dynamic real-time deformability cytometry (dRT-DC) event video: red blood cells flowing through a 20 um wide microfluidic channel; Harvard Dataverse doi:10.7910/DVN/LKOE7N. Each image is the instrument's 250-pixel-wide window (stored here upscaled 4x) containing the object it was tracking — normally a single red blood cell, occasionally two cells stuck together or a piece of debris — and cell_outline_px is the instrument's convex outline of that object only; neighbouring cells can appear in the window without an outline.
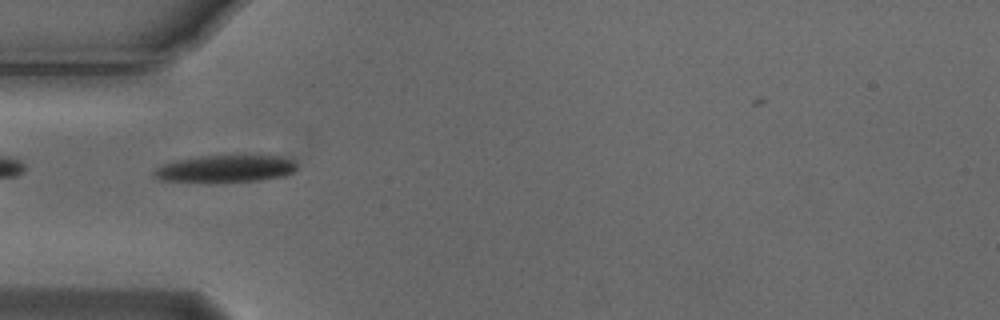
{"species": "Egyptian fruit bat (a non-hibernating species)", "species_latin": "Rousettus aegyptiacus", "temperature_condition": "cold", "stored_images_in_passage": 40, "camera_frame_rate_fps": 3000, "um_per_image_px": 0.085, "animal": {"sex": "male"}, "frame": {"image": 1, "passage_image": 2, "time_ms": 0.333, "image_size_px": [1000, 320], "cell_outline_px": [[296, 168], [292, 172], [284, 176], [256, 180], [216, 184], [208, 184], [160, 180], [152, 176], [152, 172], [156, 168], [164, 164], [176, 160], [200, 156], [280, 156], [292, 160], [296, 164]], "centroid_in_image_um": [19.07, 14.38], "position_along_channel_um": 65.9, "area_um2": 23.12}}
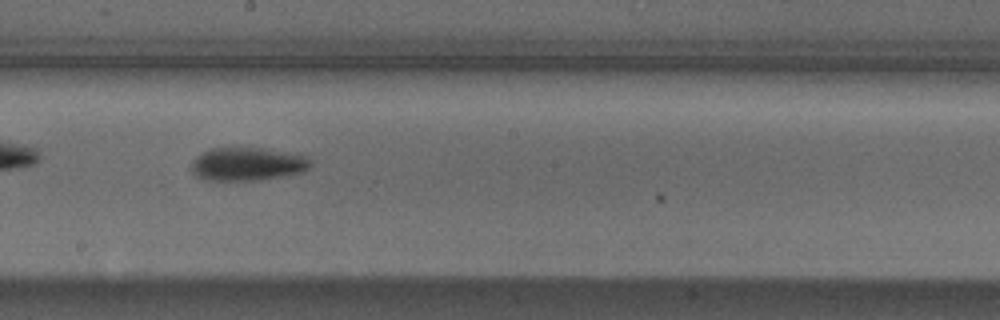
{"frame": {"image": 2, "passage_image": 15, "time_ms": 4.667, "image_size_px": [1000, 320], "cell_outline_px": [[312, 164], [308, 168], [300, 172], [260, 180], [204, 180], [196, 176], [192, 172], [192, 160], [196, 156], [212, 148], [264, 148], [292, 152], [308, 156], [312, 160]], "centroid_in_image_um": [21.05, 13.93], "position_along_channel_um": 227.1, "area_um2": 23.18}}
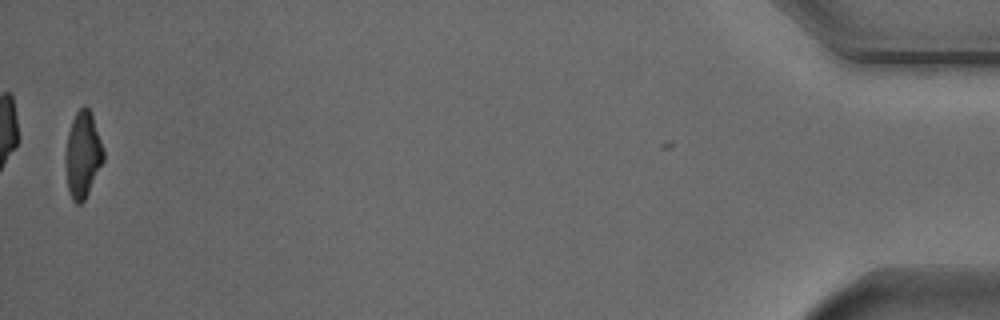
{"frame": {"image": 3, "passage_image": 39, "time_ms": 12.667, "image_size_px": [1000, 320], "cell_outline_px": [[104, 160], [84, 200], [80, 204], [76, 204], [72, 200], [68, 188], [64, 164], [64, 156], [68, 132], [72, 120], [76, 112], [84, 104], [88, 108], [92, 116], [104, 148]], "centroid_in_image_um": [7.01, 13.15], "position_along_channel_um": 428.2, "area_um2": 19.13}, "authors_computed_cell_mechanics": {"area_um2": 22.0796, "velocity_mm_per_s": 3.7392, "shape_relaxation_time_tau1_ms": 2.4479, "shape_relaxation_time_tau2_ms": 6.4176, "deformation_change_tau1": 0.165, "deformation_change_tau2": 0.1614}}